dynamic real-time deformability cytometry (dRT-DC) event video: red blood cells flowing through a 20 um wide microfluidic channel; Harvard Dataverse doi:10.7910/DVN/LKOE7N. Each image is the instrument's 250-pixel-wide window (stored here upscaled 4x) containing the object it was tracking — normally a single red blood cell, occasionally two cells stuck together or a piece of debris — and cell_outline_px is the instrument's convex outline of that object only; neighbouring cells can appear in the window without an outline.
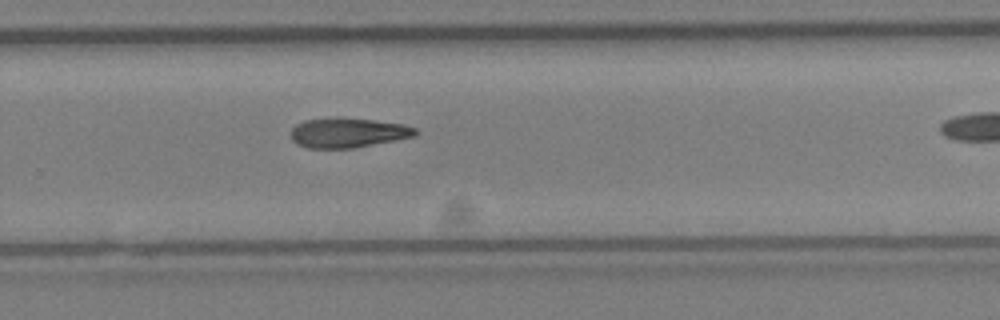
{"species": "Egyptian fruit bat (a non-hibernating species)", "species_latin": "Rousettus aegyptiacus", "temperature_condition": "cold", "stored_images_in_passage": 22, "camera_frame_rate_fps": 3000, "um_per_image_px": 0.085, "animal": {"sex": "female"}, "frame": {"image": 1, "passage_image": 16, "time_ms": 5.0, "image_size_px": [1000, 320], "cell_outline_px": [[420, 132], [416, 136], [356, 148], [308, 148], [296, 144], [292, 140], [292, 128], [296, 124], [304, 120], [332, 116], [372, 120], [404, 124], [416, 128]], "centroid_in_image_um": [29.58, 11.27], "position_along_channel_um": 300.2, "area_um2": 21.96}}